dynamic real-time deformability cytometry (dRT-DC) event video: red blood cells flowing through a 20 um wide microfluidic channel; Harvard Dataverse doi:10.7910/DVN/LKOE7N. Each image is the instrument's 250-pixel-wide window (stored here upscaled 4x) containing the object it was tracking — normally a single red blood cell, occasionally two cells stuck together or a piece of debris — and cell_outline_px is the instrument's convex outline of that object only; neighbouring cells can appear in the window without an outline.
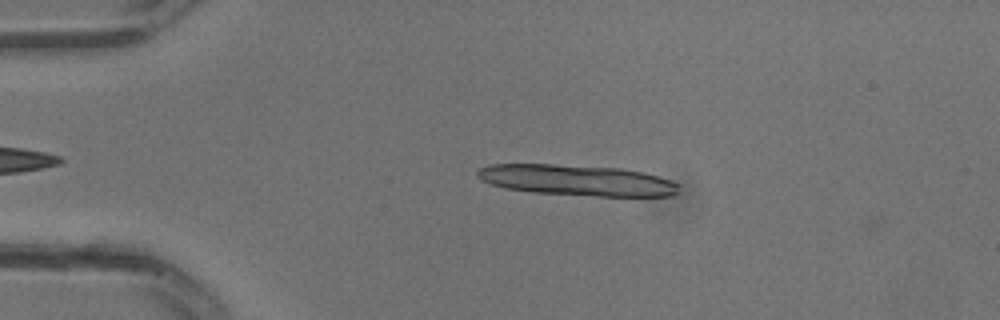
{"species": "common noctule bat (a hibernating species)", "species_latin": "Nyctalus noctula", "temperature_condition": "warm", "stored_images_in_passage": 8, "camera_frame_rate_fps": 3000, "um_per_image_px": 0.085, "animal": {"sex": "male", "body_mass_g": 13.3}, "frame": {"image": 1, "passage_image": 4, "time_ms": 1.0, "image_size_px": [1000, 320], "cell_outline_px": [[680, 184], [676, 192], [672, 196], [596, 196], [532, 192], [504, 188], [480, 180], [476, 176], [476, 172], [480, 168], [492, 164], [552, 164], [620, 168], [644, 172], [672, 180]], "centroid_in_image_um": [49.04, 15.32], "position_along_channel_um": 36.0, "area_um2": 36.3}}